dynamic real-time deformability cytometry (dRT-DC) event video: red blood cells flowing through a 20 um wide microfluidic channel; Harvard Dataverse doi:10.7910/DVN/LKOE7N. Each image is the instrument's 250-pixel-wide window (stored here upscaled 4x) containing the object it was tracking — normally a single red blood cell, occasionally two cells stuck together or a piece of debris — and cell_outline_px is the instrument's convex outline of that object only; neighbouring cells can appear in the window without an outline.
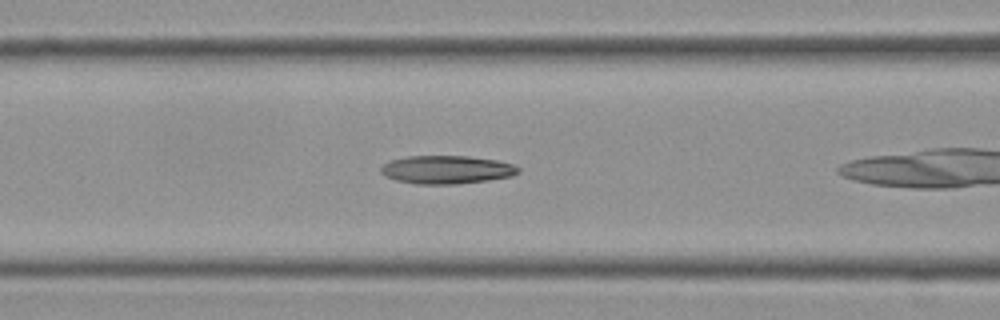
{"species": "Egyptian fruit bat (a non-hibernating species)", "species_latin": "Rousettus aegyptiacus", "temperature_condition": "cold", "stored_images_in_passage": 41, "camera_frame_rate_fps": 3000, "um_per_image_px": 0.085, "frame": {"image": 1, "passage_image": 7, "time_ms": 2.0, "image_size_px": [1000, 320], "cell_outline_px": [[520, 172], [512, 176], [488, 180], [456, 184], [416, 184], [396, 180], [384, 176], [380, 172], [380, 168], [384, 164], [392, 160], [408, 156], [468, 156], [496, 160], [512, 164], [520, 168]], "centroid_in_image_um": [37.96, 14.42], "position_along_channel_um": 128.6, "area_um2": 22.6}}
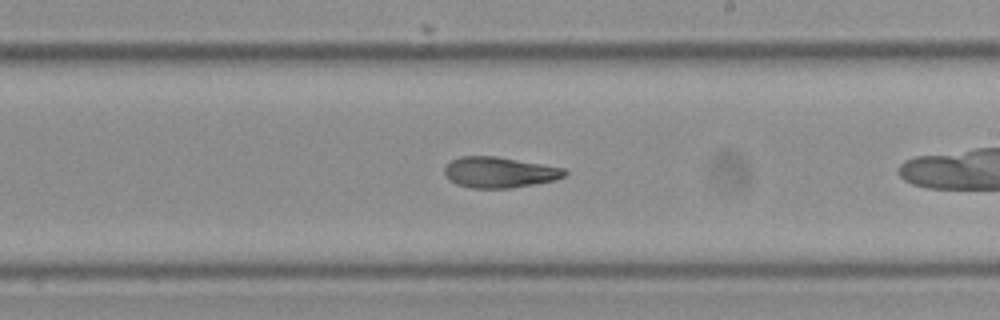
{"frame": {"image": 2, "passage_image": 17, "time_ms": 5.333, "image_size_px": [1000, 320], "cell_outline_px": [[568, 172], [564, 176], [556, 180], [508, 188], [472, 188], [456, 184], [444, 172], [444, 168], [452, 160], [460, 156], [496, 156], [564, 168]], "centroid_in_image_um": [42.46, 14.64], "position_along_channel_um": 246.5, "area_um2": 21.27}}
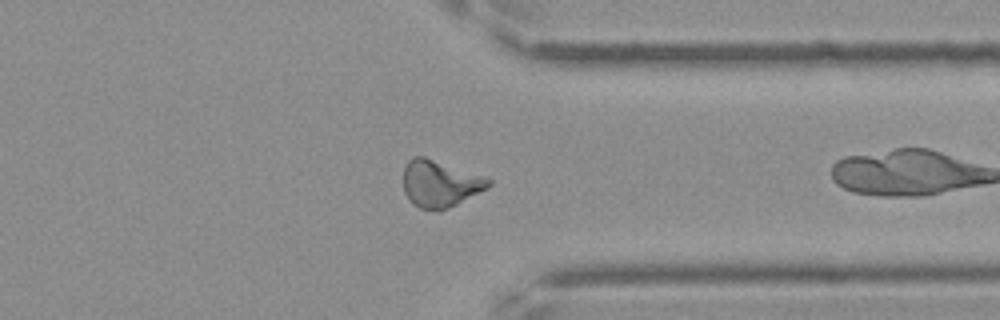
{"frame": {"image": 3, "passage_image": 28, "time_ms": 9.0, "image_size_px": [1000, 320], "cell_outline_px": [[492, 184], [488, 188], [456, 204], [444, 208], [420, 208], [412, 204], [408, 200], [404, 192], [404, 168], [408, 160], [412, 156], [424, 156], [484, 176], [492, 180]], "centroid_in_image_um": [37.39, 15.58], "position_along_channel_um": 374.0, "area_um2": 22.95}, "authors_computed_cell_mechanics": {"area_um2": 21.9062, "velocity_mm_per_s": 3.5297, "shape_relaxation_time_tau1_ms": null, "shape_relaxation_time_tau2_ms": 2.8433, "deformation_change_tau1": null, "deformation_change_tau2": 0.0952}}